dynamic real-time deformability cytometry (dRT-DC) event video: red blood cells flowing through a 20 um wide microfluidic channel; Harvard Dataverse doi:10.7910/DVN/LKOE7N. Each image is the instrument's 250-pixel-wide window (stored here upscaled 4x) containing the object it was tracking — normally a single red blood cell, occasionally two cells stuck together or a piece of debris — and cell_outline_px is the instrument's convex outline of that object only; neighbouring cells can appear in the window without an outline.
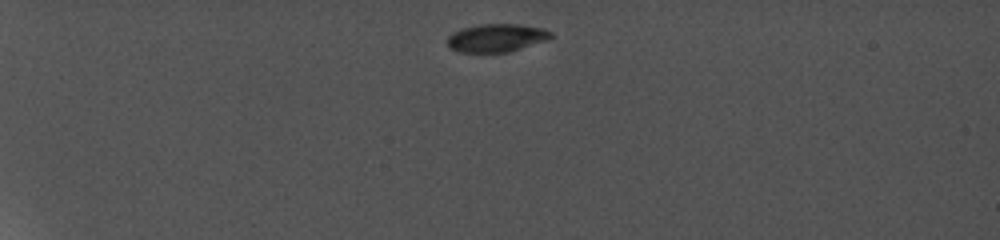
{"species": "common noctule bat (a hibernating species)", "species_latin": "Nyctalus noctula", "temperature_condition": "cold", "stored_images_in_passage": 11, "camera_frame_rate_fps": 5000, "um_per_image_px": 0.085, "animal": {"sex": "female", "body_mass_g": 19.0, "forearm_length_mm": 56.7}, "frame": {"image": 1, "passage_image": 1, "time_ms": 0.0, "image_size_px": [1000, 240], "cell_outline_px": [[552, 36], [548, 40], [508, 52], [460, 52], [448, 48], [444, 40], [452, 32], [460, 28], [480, 24], [520, 24], [544, 28], [552, 32]], "centroid_in_image_um": [42.15, 3.21], "position_along_channel_um": 42.8, "area_um2": 17.28}}
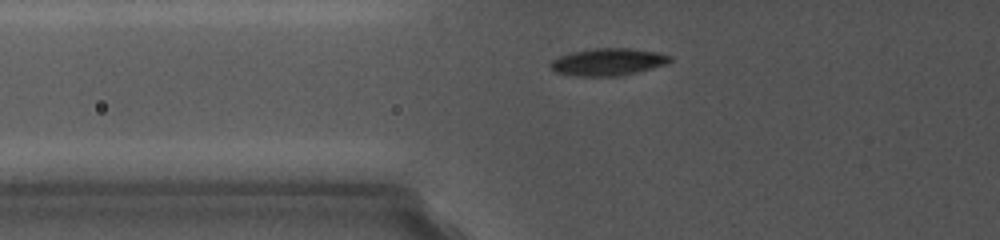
{"frame": {"image": 2, "passage_image": 4, "time_ms": 2.8, "image_size_px": [1000, 240], "cell_outline_px": [[672, 60], [664, 64], [652, 68], [620, 76], [572, 76], [556, 72], [548, 64], [552, 60], [560, 56], [572, 52], [592, 48], [628, 48], [656, 52], [672, 56]], "centroid_in_image_um": [51.65, 5.26], "position_along_channel_um": 74.2, "area_um2": 18.9}}